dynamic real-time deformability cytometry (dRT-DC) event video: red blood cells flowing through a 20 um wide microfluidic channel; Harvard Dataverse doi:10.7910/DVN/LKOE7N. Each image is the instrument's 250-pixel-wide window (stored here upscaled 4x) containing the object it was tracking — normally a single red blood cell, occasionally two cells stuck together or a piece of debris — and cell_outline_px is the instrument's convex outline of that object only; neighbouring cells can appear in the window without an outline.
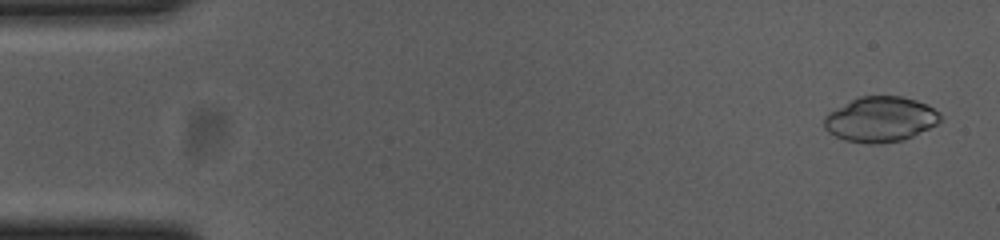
{"species": "common noctule bat (a hibernating species)", "species_latin": "Nyctalus noctula", "temperature_condition": "cold", "stored_images_in_passage": 54, "camera_frame_rate_fps": 3000, "um_per_image_px": 0.085, "animal": {"sex": "female", "body_mass_g": 23.0, "forearm_length_mm": 53.4}, "frame": {"image": 1, "passage_image": 2, "time_ms": 0.333, "image_size_px": [1000, 240], "cell_outline_px": [[940, 120], [936, 124], [912, 136], [900, 140], [880, 144], [868, 144], [844, 140], [828, 132], [824, 128], [824, 116], [828, 112], [860, 96], [900, 96], [916, 100], [928, 104], [940, 116]], "centroid_in_image_um": [74.79, 10.14], "position_along_channel_um": 10.2, "area_um2": 30.35}}